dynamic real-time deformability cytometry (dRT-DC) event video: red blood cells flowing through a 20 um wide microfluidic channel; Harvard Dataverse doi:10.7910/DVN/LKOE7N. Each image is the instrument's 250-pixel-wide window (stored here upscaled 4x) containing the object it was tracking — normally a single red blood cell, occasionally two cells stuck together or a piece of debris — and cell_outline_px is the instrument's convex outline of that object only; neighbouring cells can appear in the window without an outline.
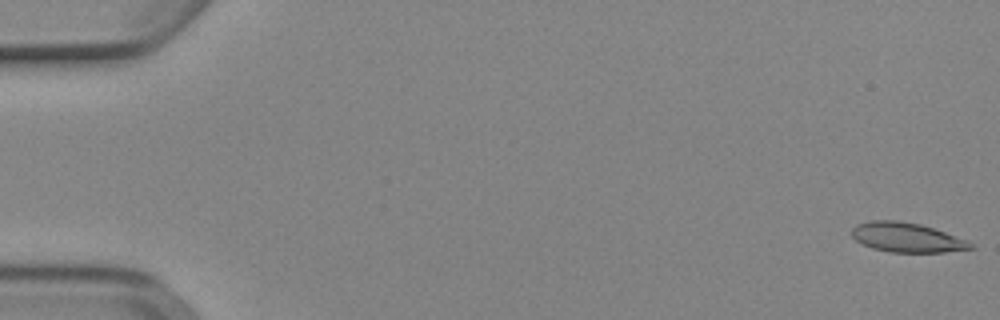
{"species": "Egyptian fruit bat (a non-hibernating species)", "species_latin": "Rousettus aegyptiacus", "temperature_condition": "cold", "stored_images_in_passage": 52, "camera_frame_rate_fps": 3000, "um_per_image_px": 0.085, "animal": {"sex": "female"}, "frame": {"image": 1, "passage_image": 1, "time_ms": 0.0, "image_size_px": [1000, 320], "cell_outline_px": [[976, 248], [944, 252], [888, 252], [872, 248], [856, 240], [852, 236], [852, 228], [856, 224], [872, 220], [896, 220], [920, 224], [968, 240]], "centroid_in_image_um": [77.07, 20.18], "position_along_channel_um": 7.9, "area_um2": 20.35}}
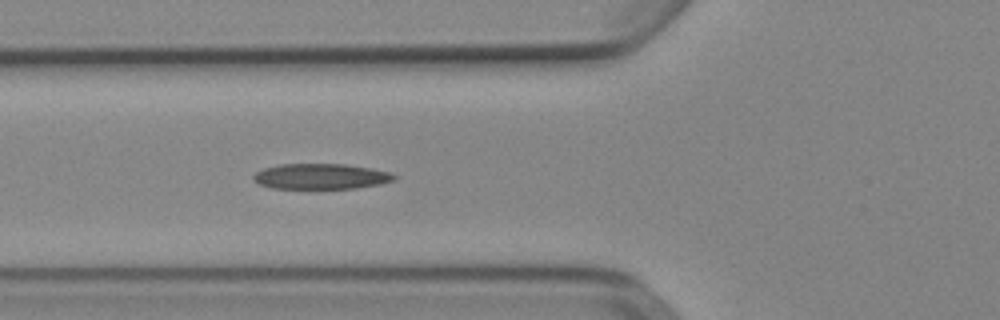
{"frame": {"image": 2, "passage_image": 20, "time_ms": 6.333, "image_size_px": [1000, 320], "cell_outline_px": [[396, 180], [380, 184], [356, 188], [272, 188], [260, 184], [252, 180], [252, 176], [256, 172], [264, 168], [280, 164], [344, 164], [372, 168], [392, 172], [396, 176]], "centroid_in_image_um": [27.3, 14.99], "position_along_channel_um": 98.5, "area_um2": 20.98}}
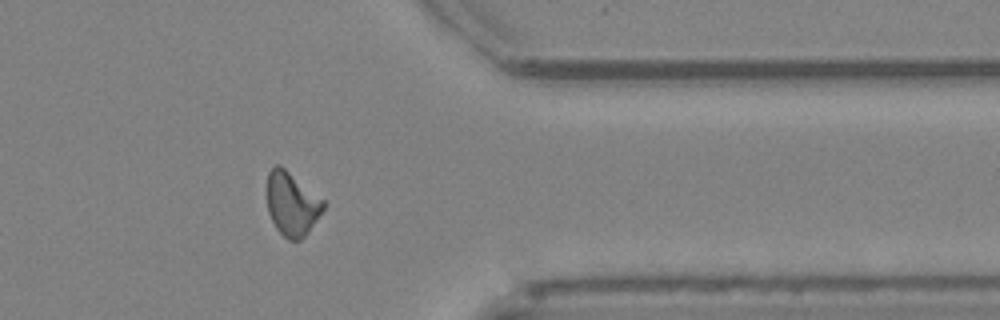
{"frame": {"image": 3, "passage_image": 43, "time_ms": 14.0, "image_size_px": [1000, 320], "cell_outline_px": [[324, 208], [308, 232], [300, 240], [288, 240], [276, 228], [268, 212], [268, 172], [276, 164], [280, 164], [324, 200]], "centroid_in_image_um": [24.81, 17.32], "position_along_channel_um": 386.6, "area_um2": 20.58}, "authors_computed_cell_mechanics": {"area_um2": 20.8369, "velocity_mm_per_s": 3.9042, "shape_relaxation_time_tau1_ms": 6.2975, "shape_relaxation_time_tau2_ms": 3.8445, "deformation_change_tau1": 0.1772, "deformation_change_tau2": 0.132}}